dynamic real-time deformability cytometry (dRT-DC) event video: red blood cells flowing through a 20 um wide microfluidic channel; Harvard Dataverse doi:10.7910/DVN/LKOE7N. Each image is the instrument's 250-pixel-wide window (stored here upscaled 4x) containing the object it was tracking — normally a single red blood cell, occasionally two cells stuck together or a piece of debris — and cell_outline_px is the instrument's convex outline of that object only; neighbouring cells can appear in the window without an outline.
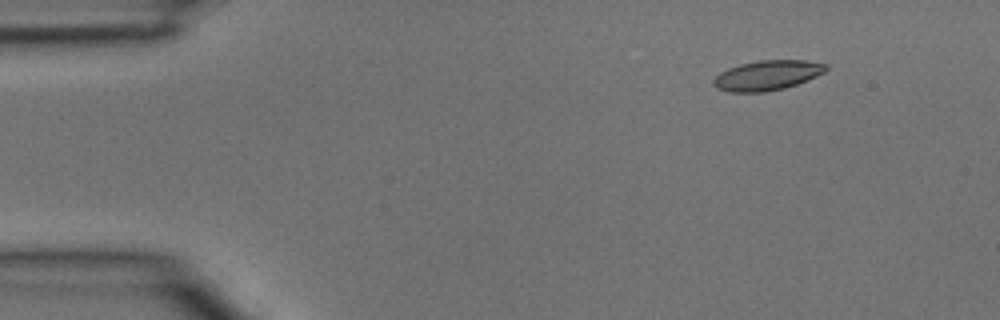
{"species": "common noctule bat (a hibernating species)", "species_latin": "Nyctalus noctula", "temperature_condition": "room temperature", "stored_images_in_passage": 4, "camera_frame_rate_fps": 3000, "um_per_image_px": 0.085, "animal": {"sex": "male", "body_mass_g": 15.6}, "frame": {"image": 1, "passage_image": 2, "time_ms": 0.333, "image_size_px": [1000, 320], "cell_outline_px": [[828, 68], [824, 72], [816, 76], [796, 84], [784, 88], [764, 92], [728, 92], [716, 88], [712, 84], [712, 80], [720, 72], [728, 68], [740, 64], [760, 60], [804, 60], [828, 64]], "centroid_in_image_um": [65.18, 6.4], "position_along_channel_um": 19.8, "area_um2": 19.59}}
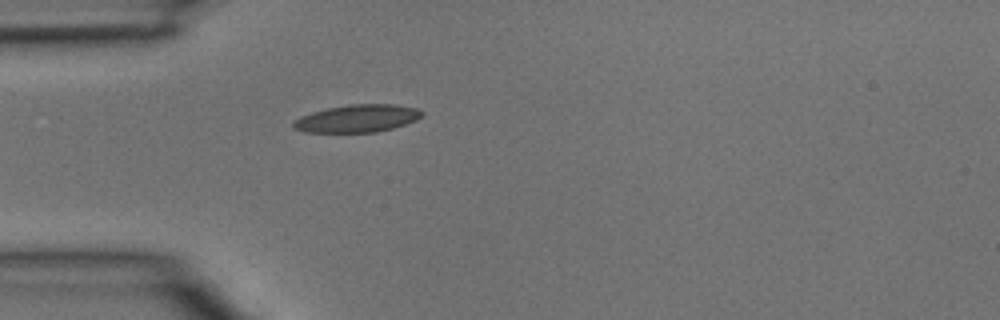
{"frame": {"image": 2, "passage_image": 4, "time_ms": 1.0, "image_size_px": [1000, 320], "cell_outline_px": [[424, 116], [416, 120], [392, 128], [376, 132], [304, 132], [292, 128], [292, 120], [300, 116], [312, 112], [328, 108], [352, 104], [396, 104], [416, 108], [424, 112]], "centroid_in_image_um": [30.35, 10.07], "position_along_channel_um": 54.6, "area_um2": 20.75}}